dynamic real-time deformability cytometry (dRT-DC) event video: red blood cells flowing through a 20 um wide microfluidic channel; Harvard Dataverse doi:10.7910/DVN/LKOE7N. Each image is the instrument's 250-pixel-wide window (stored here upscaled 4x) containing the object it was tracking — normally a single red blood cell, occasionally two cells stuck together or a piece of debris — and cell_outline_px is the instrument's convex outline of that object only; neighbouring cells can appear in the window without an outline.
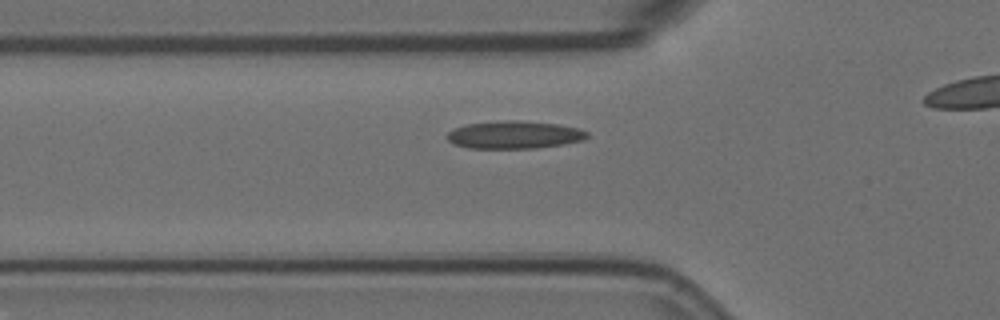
{"species": "Egyptian fruit bat (a non-hibernating species)", "species_latin": "Rousettus aegyptiacus", "temperature_condition": "room temperature", "stored_images_in_passage": 15, "camera_frame_rate_fps": 3000, "um_per_image_px": 0.085, "animal": {"sex": "female"}, "frame": {"image": 1, "passage_image": 11, "time_ms": 3.333, "image_size_px": [1000, 320], "cell_outline_px": [[588, 136], [584, 140], [564, 144], [536, 148], [468, 148], [452, 144], [448, 140], [448, 132], [464, 124], [496, 120], [512, 120], [556, 124], [580, 128], [588, 132]], "centroid_in_image_um": [43.71, 11.46], "position_along_channel_um": 82.1, "area_um2": 22.72}}
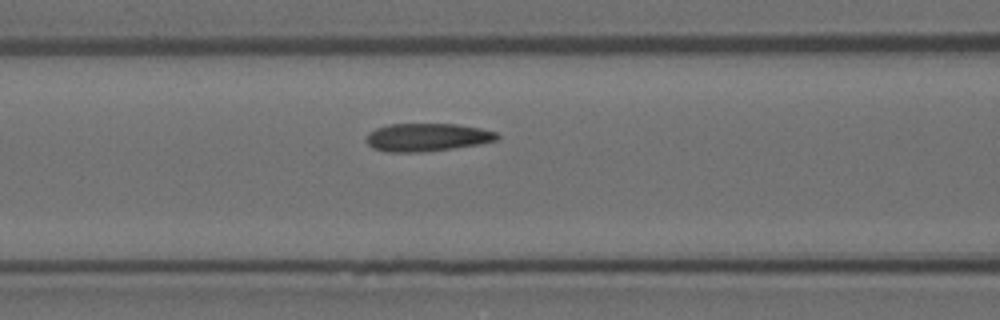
{"frame": {"image": 2, "passage_image": 15, "time_ms": 4.667, "image_size_px": [1000, 320], "cell_outline_px": [[500, 136], [496, 140], [480, 144], [452, 148], [416, 152], [388, 152], [372, 148], [364, 140], [368, 132], [376, 128], [388, 124], [456, 124], [480, 128], [496, 132]], "centroid_in_image_um": [36.26, 11.66], "position_along_channel_um": 130.3, "area_um2": 21.33}}